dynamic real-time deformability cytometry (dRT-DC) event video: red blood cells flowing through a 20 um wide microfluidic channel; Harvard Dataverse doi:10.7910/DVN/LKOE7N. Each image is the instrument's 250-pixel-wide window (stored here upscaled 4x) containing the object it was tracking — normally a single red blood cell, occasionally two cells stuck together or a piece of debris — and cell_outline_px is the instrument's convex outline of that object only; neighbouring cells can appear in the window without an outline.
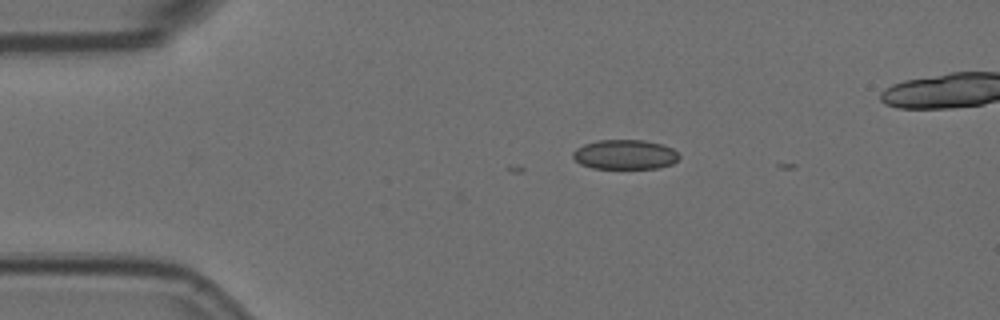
{"species": "Egyptian fruit bat (a non-hibernating species)", "species_latin": "Rousettus aegyptiacus", "temperature_condition": "room temperature", "stored_images_in_passage": 4, "camera_frame_rate_fps": 3000, "um_per_image_px": 0.085, "animal": {"sex": "female"}, "frame": {"image": 1, "passage_image": 1, "time_ms": 0.0, "image_size_px": [1000, 320], "cell_outline_px": [[680, 156], [672, 164], [660, 168], [592, 168], [580, 164], [572, 156], [572, 152], [576, 148], [584, 144], [600, 140], [644, 140], [664, 144], [672, 148]], "centroid_in_image_um": [53.12, 13.13], "position_along_channel_um": 31.9, "area_um2": 18.38}}
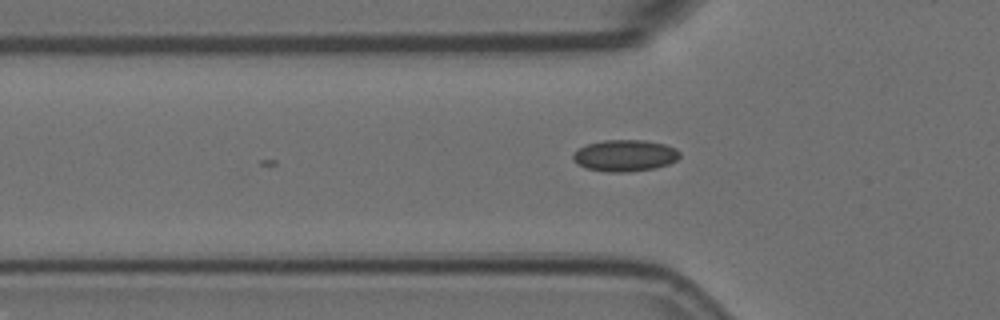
{"frame": {"image": 2, "passage_image": 3, "time_ms": 0.667, "image_size_px": [1000, 320], "cell_outline_px": [[680, 156], [676, 160], [668, 164], [656, 168], [628, 172], [604, 172], [584, 168], [576, 164], [572, 156], [580, 148], [588, 144], [604, 140], [644, 140], [664, 144], [676, 148], [680, 152]], "centroid_in_image_um": [53.12, 13.23], "position_along_channel_um": 72.7, "area_um2": 19.71}}